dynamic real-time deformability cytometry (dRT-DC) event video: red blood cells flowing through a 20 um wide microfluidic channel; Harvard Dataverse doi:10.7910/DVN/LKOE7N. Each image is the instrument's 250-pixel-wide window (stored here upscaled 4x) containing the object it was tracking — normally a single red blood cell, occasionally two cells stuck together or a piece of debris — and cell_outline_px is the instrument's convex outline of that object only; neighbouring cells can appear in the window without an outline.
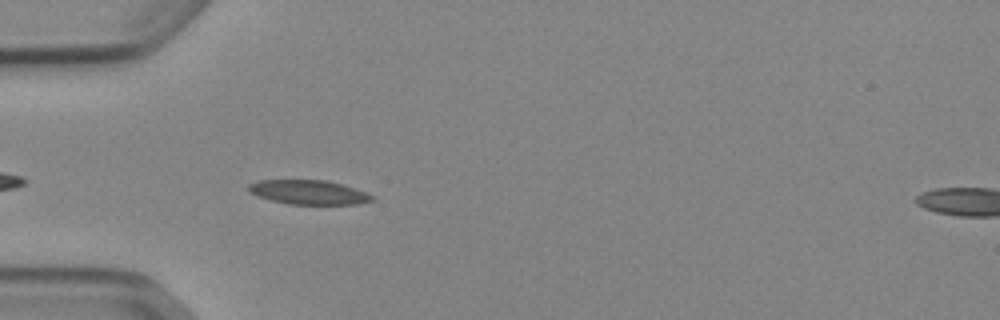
{"species": "Egyptian fruit bat (a non-hibernating species)", "species_latin": "Rousettus aegyptiacus", "temperature_condition": "cold", "stored_images_in_passage": 40, "camera_frame_rate_fps": 3000, "um_per_image_px": 0.085, "animal": {"sex": "female"}, "frame": {"image": 1, "passage_image": 4, "time_ms": 1.0, "image_size_px": [1000, 320], "cell_outline_px": [[376, 200], [356, 204], [288, 204], [272, 200], [248, 192], [248, 184], [256, 180], [324, 180], [340, 184], [376, 196]], "centroid_in_image_um": [26.22, 16.34], "position_along_channel_um": 58.8, "area_um2": 17.34}}
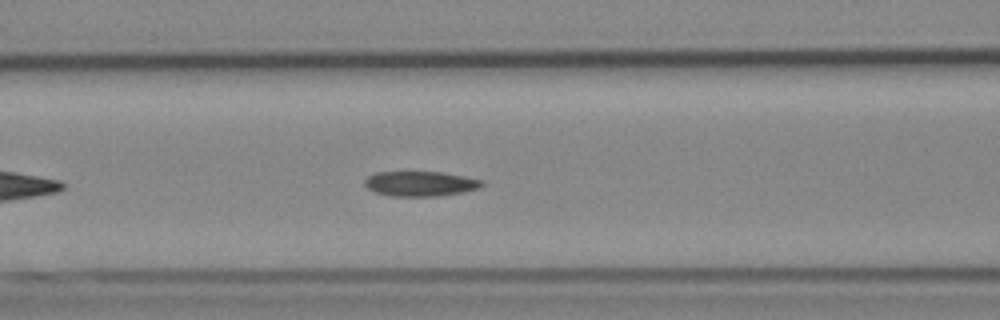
{"frame": {"image": 2, "passage_image": 10, "time_ms": 3.0, "image_size_px": [1000, 320], "cell_outline_px": [[484, 184], [480, 188], [464, 192], [436, 196], [392, 196], [376, 192], [368, 188], [364, 184], [364, 180], [368, 176], [376, 172], [444, 172], [484, 180]], "centroid_in_image_um": [35.76, 15.61], "position_along_channel_um": 130.8, "area_um2": 17.11}}
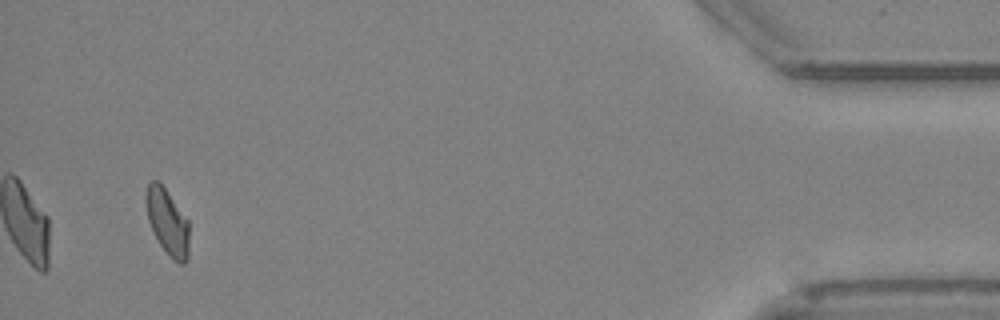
{"frame": {"image": 3, "passage_image": 38, "time_ms": 12.333, "image_size_px": [1000, 320], "cell_outline_px": [[188, 260], [184, 264], [180, 264], [172, 260], [168, 256], [160, 244], [148, 220], [144, 200], [144, 196], [148, 184], [152, 180], [160, 180], [188, 220]], "centroid_in_image_um": [14.22, 18.84], "position_along_channel_um": 421.0, "area_um2": 16.82}}